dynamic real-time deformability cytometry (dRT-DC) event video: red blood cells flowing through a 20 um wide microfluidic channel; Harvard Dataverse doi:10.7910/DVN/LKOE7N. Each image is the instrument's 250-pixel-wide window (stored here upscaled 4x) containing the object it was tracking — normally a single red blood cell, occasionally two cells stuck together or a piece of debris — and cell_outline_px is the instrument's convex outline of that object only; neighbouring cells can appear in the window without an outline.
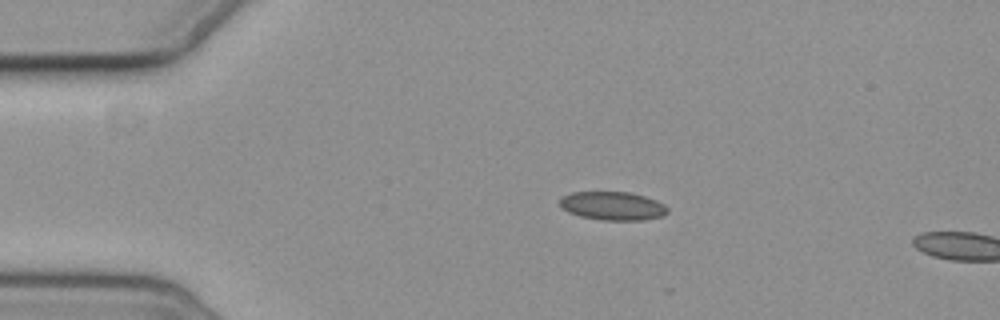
{"species": "common noctule bat (a hibernating species)", "species_latin": "Nyctalus noctula", "temperature_condition": "cold", "stored_images_in_passage": 3, "camera_frame_rate_fps": 3000, "um_per_image_px": 0.085, "animal": {"sex": "female", "body_mass_g": 19.3, "forearm_length_mm": 54.1}, "frame": {"image": 1, "passage_image": 1, "time_ms": 0.0, "image_size_px": [1000, 320], "cell_outline_px": [[668, 212], [660, 216], [644, 220], [600, 220], [580, 216], [568, 212], [560, 204], [560, 200], [564, 196], [572, 192], [632, 192], [656, 200], [664, 204], [668, 208]], "centroid_in_image_um": [52.1, 17.5], "position_along_channel_um": 32.9, "area_um2": 17.8}}